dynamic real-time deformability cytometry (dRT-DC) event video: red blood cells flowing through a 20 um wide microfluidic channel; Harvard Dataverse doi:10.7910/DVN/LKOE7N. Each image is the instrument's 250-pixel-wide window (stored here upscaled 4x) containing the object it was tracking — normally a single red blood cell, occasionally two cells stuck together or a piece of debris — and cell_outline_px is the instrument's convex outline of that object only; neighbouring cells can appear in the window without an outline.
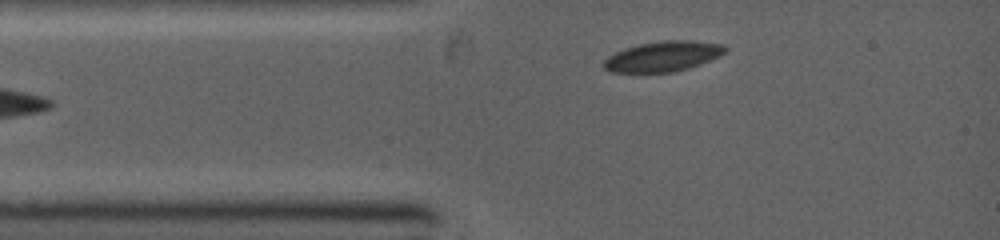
{"species": "common noctule bat (a hibernating species)", "species_latin": "Nyctalus noctula", "temperature_condition": "warm", "stored_images_in_passage": 4, "camera_frame_rate_fps": 5000, "um_per_image_px": 0.085, "animal": {"sex": "female", "body_mass_g": 19.0, "forearm_length_mm": 53.3}, "frame": {"image": 1, "passage_image": 4, "time_ms": 1.6, "image_size_px": [1000, 240], "cell_outline_px": [[728, 52], [720, 56], [700, 64], [688, 68], [672, 72], [608, 72], [604, 68], [604, 60], [608, 56], [624, 48], [640, 44], [660, 40], [692, 40], [724, 44], [728, 48]], "centroid_in_image_um": [56.39, 4.78], "position_along_channel_um": 28.6, "area_um2": 21.56}}